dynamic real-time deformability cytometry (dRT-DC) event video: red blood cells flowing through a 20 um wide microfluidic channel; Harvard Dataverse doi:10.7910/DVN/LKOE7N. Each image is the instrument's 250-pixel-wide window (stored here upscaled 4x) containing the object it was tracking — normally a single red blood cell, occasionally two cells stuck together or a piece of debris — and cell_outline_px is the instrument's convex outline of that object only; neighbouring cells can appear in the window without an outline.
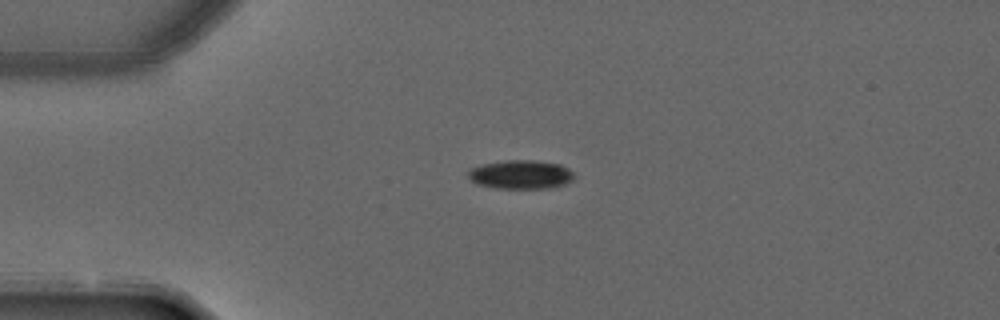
{"species": "common noctule bat (a hibernating species)", "species_latin": "Nyctalus noctula", "temperature_condition": "warm", "stored_images_in_passage": 2, "camera_frame_rate_fps": 3000, "um_per_image_px": 0.085, "animal": {"sex": "male", "forearm_length_mm": 52.5}, "frame": {"image": 1, "passage_image": 1, "time_ms": 0.0, "image_size_px": [1000, 320], "cell_outline_px": [[572, 180], [556, 188], [492, 188], [476, 184], [468, 176], [468, 168], [484, 164], [508, 160], [536, 160], [560, 164], [568, 168], [572, 172]], "centroid_in_image_um": [44.25, 14.84], "position_along_channel_um": 40.8, "area_um2": 17.86}}